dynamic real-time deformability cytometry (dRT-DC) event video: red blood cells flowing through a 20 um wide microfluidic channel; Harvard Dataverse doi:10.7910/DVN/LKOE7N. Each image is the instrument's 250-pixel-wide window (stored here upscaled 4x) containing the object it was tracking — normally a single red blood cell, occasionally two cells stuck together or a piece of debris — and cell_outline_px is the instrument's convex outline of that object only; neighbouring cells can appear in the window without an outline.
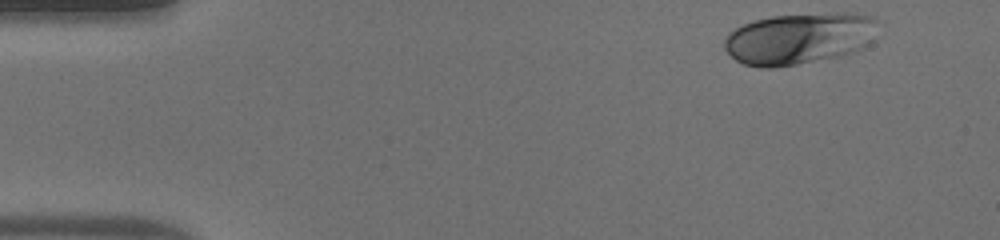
{"species": "human", "species_latin": "Homo sapiens", "temperature_condition": "warm", "stored_images_in_passage": 39, "camera_frame_rate_fps": 3000, "um_per_image_px": 0.085, "donor": {"sex": "male"}, "frame": {"image": 1, "passage_image": 1, "time_ms": 0.0, "image_size_px": [1000, 240], "cell_outline_px": [[876, 20], [864, 48], [840, 56], [796, 64], [772, 68], [760, 68], [744, 64], [736, 60], [724, 48], [724, 40], [728, 32], [752, 20], [772, 16], [844, 12], [848, 12], [872, 16]], "centroid_in_image_um": [67.84, 3.27], "position_along_channel_um": 17.2, "area_um2": 45.55}}
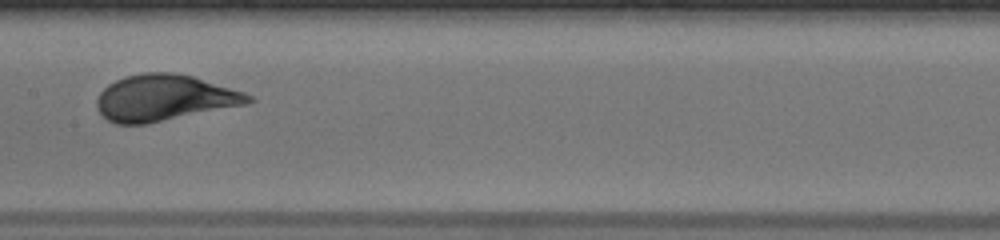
{"frame": {"image": 2, "passage_image": 21, "time_ms": 6.667, "image_size_px": [1000, 240], "cell_outline_px": [[256, 100], [248, 104], [144, 124], [116, 124], [108, 120], [96, 108], [96, 100], [100, 92], [108, 84], [124, 76], [144, 72], [172, 72], [192, 76], [244, 92], [252, 96]], "centroid_in_image_um": [13.95, 8.31], "position_along_channel_um": 193.4, "area_um2": 40.69}}
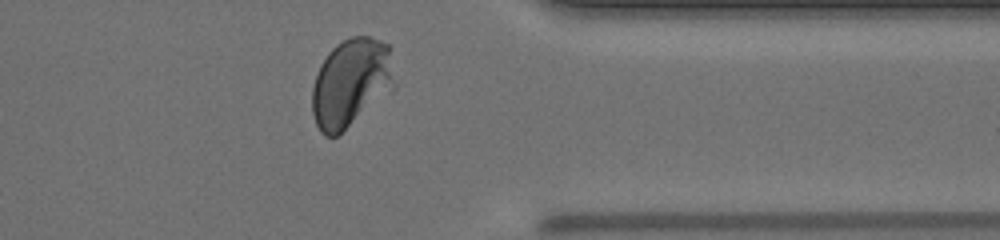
{"frame": {"image": 3, "passage_image": 35, "time_ms": 11.333, "image_size_px": [1000, 240], "cell_outline_px": [[396, 84], [392, 88], [336, 136], [324, 136], [320, 132], [316, 124], [312, 112], [312, 88], [320, 64], [328, 52], [336, 44], [352, 36], [368, 36], [380, 40], [388, 44]], "centroid_in_image_um": [29.8, 7.0], "position_along_channel_um": 381.6, "area_um2": 41.85}, "authors_computed_cell_mechanics": {"area_um2": 40.5178, "velocity_mm_per_s": 4.2345, "shape_relaxation_time_tau1_ms": 3.1172, "shape_relaxation_time_tau2_ms": null, "deformation_change_tau1": 0.178, "deformation_change_tau2": null}}